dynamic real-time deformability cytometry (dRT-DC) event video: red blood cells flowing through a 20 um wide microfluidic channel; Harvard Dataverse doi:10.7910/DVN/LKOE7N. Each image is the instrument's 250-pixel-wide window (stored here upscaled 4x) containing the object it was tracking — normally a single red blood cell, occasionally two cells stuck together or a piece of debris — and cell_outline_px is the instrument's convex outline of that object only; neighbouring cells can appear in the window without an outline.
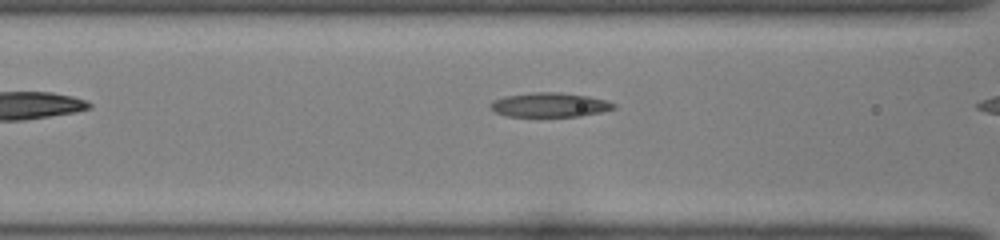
{"species": "common noctule bat (a hibernating species)", "species_latin": "Nyctalus noctula", "temperature_condition": "room temperature", "stored_images_in_passage": 16, "camera_frame_rate_fps": 3000, "um_per_image_px": 0.085, "animal": {"sex": "female", "body_mass_g": 22.0, "forearm_length_mm": 56.7}, "frame": {"image": 1, "passage_image": 5, "time_ms": 1.333, "image_size_px": [1000, 240], "cell_outline_px": [[616, 108], [600, 112], [580, 116], [508, 116], [496, 112], [488, 104], [492, 100], [504, 96], [532, 92], [560, 92], [588, 96], [608, 100], [616, 104]], "centroid_in_image_um": [46.73, 8.9], "position_along_channel_um": 119.9, "area_um2": 17.51}}
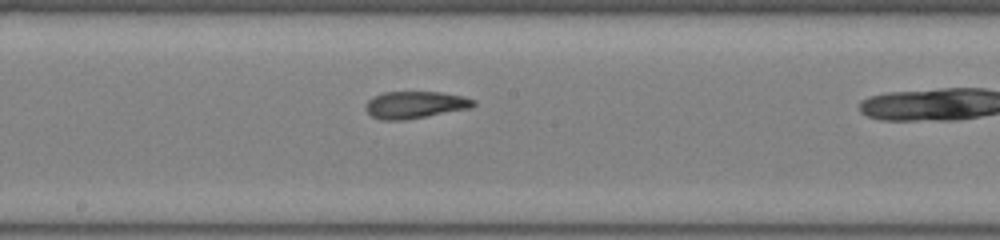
{"frame": {"image": 2, "passage_image": 12, "time_ms": 3.667, "image_size_px": [1000, 240], "cell_outline_px": [[476, 104], [472, 108], [404, 120], [380, 120], [372, 116], [364, 108], [364, 104], [372, 96], [384, 92], [440, 92], [464, 96], [476, 100]], "centroid_in_image_um": [35.28, 8.9], "position_along_channel_um": 212.9, "area_um2": 17.22}}